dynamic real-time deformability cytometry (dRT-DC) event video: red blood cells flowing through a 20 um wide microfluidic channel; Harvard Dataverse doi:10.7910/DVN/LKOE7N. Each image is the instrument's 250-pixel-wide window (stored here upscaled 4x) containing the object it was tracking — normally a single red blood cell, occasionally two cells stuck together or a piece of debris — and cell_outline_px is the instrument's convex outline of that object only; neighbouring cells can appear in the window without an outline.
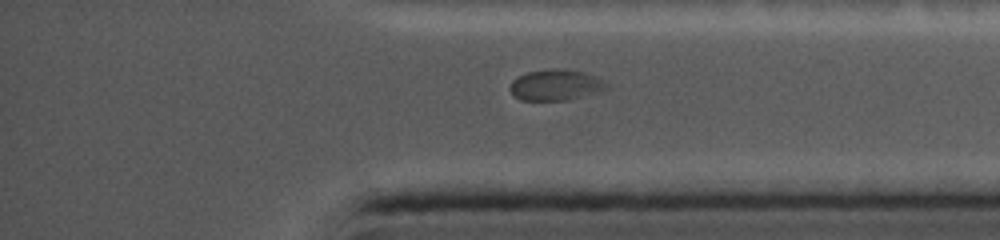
{"species": "common noctule bat (a hibernating species)", "species_latin": "Nyctalus noctula", "temperature_condition": "cold", "stored_images_in_passage": 42, "segment_of_instrument_passage": [2, 2], "camera_frame_rate_fps": 5000, "um_per_image_px": 0.085, "animal": {"sex": "female", "body_mass_g": 19.0, "forearm_length_mm": 56.7}, "frame": {"image": 1, "passage_image": 42, "time_ms": 16.2, "image_size_px": [1000, 240], "cell_outline_px": [[608, 88], [580, 96], [564, 100], [520, 100], [512, 92], [512, 80], [516, 76], [528, 72], [556, 68], [564, 68], [584, 72], [596, 76], [604, 80], [608, 84]], "centroid_in_image_um": [47.24, 7.2], "position_along_channel_um": 388.0, "area_um2": 17.11}}